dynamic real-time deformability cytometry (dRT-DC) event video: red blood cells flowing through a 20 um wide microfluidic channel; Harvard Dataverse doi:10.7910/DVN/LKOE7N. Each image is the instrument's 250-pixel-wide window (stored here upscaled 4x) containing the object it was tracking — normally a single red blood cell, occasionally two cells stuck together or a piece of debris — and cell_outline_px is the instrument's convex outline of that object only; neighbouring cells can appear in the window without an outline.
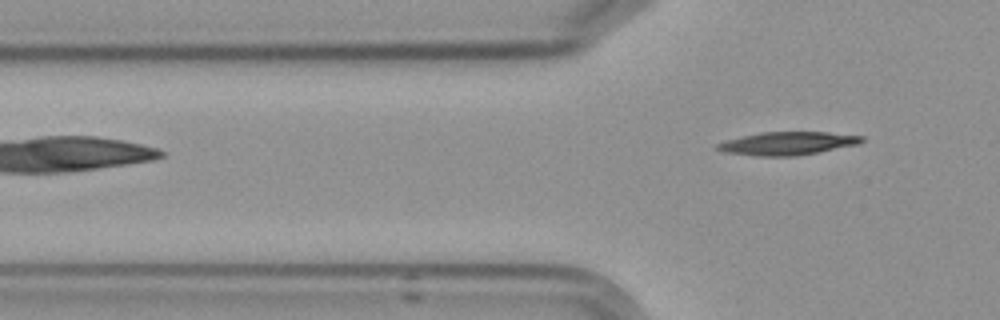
{"species": "Egyptian fruit bat (a non-hibernating species)", "species_latin": "Rousettus aegyptiacus", "temperature_condition": "cold", "stored_images_in_passage": 6, "camera_frame_rate_fps": 3000, "um_per_image_px": 0.085, "frame": {"image": 1, "passage_image": 6, "time_ms": 6.0, "image_size_px": [1000, 320], "cell_outline_px": [[864, 140], [860, 144], [820, 152], [796, 156], [756, 156], [724, 152], [712, 148], [716, 144], [724, 140], [760, 132], [828, 132], [864, 136]], "centroid_in_image_um": [66.92, 12.19], "position_along_channel_um": 58.9, "area_um2": 19.77}}